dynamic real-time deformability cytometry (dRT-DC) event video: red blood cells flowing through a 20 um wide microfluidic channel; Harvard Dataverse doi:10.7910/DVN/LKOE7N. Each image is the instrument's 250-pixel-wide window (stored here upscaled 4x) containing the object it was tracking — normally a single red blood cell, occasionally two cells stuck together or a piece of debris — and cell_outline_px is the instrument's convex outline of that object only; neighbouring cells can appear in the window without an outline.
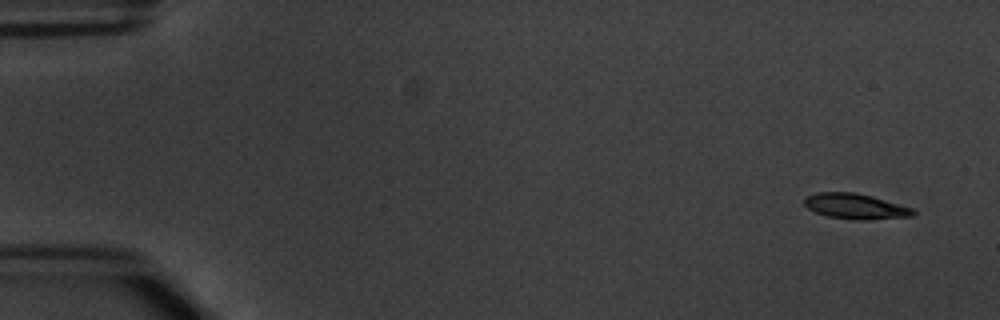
{"species": "common noctule bat (a hibernating species)", "species_latin": "Nyctalus noctula", "temperature_condition": "warm", "stored_images_in_passage": 6, "camera_frame_rate_fps": 3000, "um_per_image_px": 0.085, "animal": {"sex": "male", "body_mass_g": 20.1, "forearm_length_mm": 53.5}, "frame": {"image": 1, "passage_image": 1, "time_ms": 0.0, "image_size_px": [1000, 320], "cell_outline_px": [[916, 212], [912, 216], [868, 220], [852, 220], [828, 216], [816, 212], [808, 208], [804, 204], [804, 196], [816, 192], [856, 192], [872, 196], [912, 208]], "centroid_in_image_um": [72.68, 17.53], "position_along_channel_um": 12.3, "area_um2": 16.18}}